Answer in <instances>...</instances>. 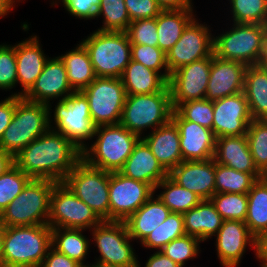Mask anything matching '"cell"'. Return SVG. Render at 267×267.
I'll return each instance as SVG.
<instances>
[{
  "label": "cell",
  "instance_id": "11a10c76",
  "mask_svg": "<svg viewBox=\"0 0 267 267\" xmlns=\"http://www.w3.org/2000/svg\"><path fill=\"white\" fill-rule=\"evenodd\" d=\"M255 256L259 262L267 265V232L257 239V254Z\"/></svg>",
  "mask_w": 267,
  "mask_h": 267
},
{
  "label": "cell",
  "instance_id": "7402d4cb",
  "mask_svg": "<svg viewBox=\"0 0 267 267\" xmlns=\"http://www.w3.org/2000/svg\"><path fill=\"white\" fill-rule=\"evenodd\" d=\"M169 176L180 186L210 200L215 193V160L182 161Z\"/></svg>",
  "mask_w": 267,
  "mask_h": 267
},
{
  "label": "cell",
  "instance_id": "ac0fdd59",
  "mask_svg": "<svg viewBox=\"0 0 267 267\" xmlns=\"http://www.w3.org/2000/svg\"><path fill=\"white\" fill-rule=\"evenodd\" d=\"M215 237L217 257L223 267H238L247 245L257 254V238L245 222L224 220Z\"/></svg>",
  "mask_w": 267,
  "mask_h": 267
},
{
  "label": "cell",
  "instance_id": "ee69618b",
  "mask_svg": "<svg viewBox=\"0 0 267 267\" xmlns=\"http://www.w3.org/2000/svg\"><path fill=\"white\" fill-rule=\"evenodd\" d=\"M31 178L16 165L0 176V213L21 193Z\"/></svg>",
  "mask_w": 267,
  "mask_h": 267
},
{
  "label": "cell",
  "instance_id": "52a82bcc",
  "mask_svg": "<svg viewBox=\"0 0 267 267\" xmlns=\"http://www.w3.org/2000/svg\"><path fill=\"white\" fill-rule=\"evenodd\" d=\"M55 106L52 122L51 103L48 104L50 129L62 134L82 152L88 146L85 141L94 139L97 127L92 121L87 98L82 92H73L58 100Z\"/></svg>",
  "mask_w": 267,
  "mask_h": 267
},
{
  "label": "cell",
  "instance_id": "7a4b0ae2",
  "mask_svg": "<svg viewBox=\"0 0 267 267\" xmlns=\"http://www.w3.org/2000/svg\"><path fill=\"white\" fill-rule=\"evenodd\" d=\"M51 244L48 224L6 227L0 267H40Z\"/></svg>",
  "mask_w": 267,
  "mask_h": 267
},
{
  "label": "cell",
  "instance_id": "836d02e7",
  "mask_svg": "<svg viewBox=\"0 0 267 267\" xmlns=\"http://www.w3.org/2000/svg\"><path fill=\"white\" fill-rule=\"evenodd\" d=\"M248 207L245 224L258 239L267 232V182L258 179L247 193Z\"/></svg>",
  "mask_w": 267,
  "mask_h": 267
},
{
  "label": "cell",
  "instance_id": "3957f363",
  "mask_svg": "<svg viewBox=\"0 0 267 267\" xmlns=\"http://www.w3.org/2000/svg\"><path fill=\"white\" fill-rule=\"evenodd\" d=\"M94 136L96 141L82 151V159L107 172H119L140 139L120 123L97 126Z\"/></svg>",
  "mask_w": 267,
  "mask_h": 267
},
{
  "label": "cell",
  "instance_id": "f1b7e54d",
  "mask_svg": "<svg viewBox=\"0 0 267 267\" xmlns=\"http://www.w3.org/2000/svg\"><path fill=\"white\" fill-rule=\"evenodd\" d=\"M127 95L161 92L168 82L157 72L134 60L125 67L121 76Z\"/></svg>",
  "mask_w": 267,
  "mask_h": 267
},
{
  "label": "cell",
  "instance_id": "277c9868",
  "mask_svg": "<svg viewBox=\"0 0 267 267\" xmlns=\"http://www.w3.org/2000/svg\"><path fill=\"white\" fill-rule=\"evenodd\" d=\"M49 129L47 104L35 103L15 96V112L0 140V150L16 156Z\"/></svg>",
  "mask_w": 267,
  "mask_h": 267
},
{
  "label": "cell",
  "instance_id": "9c48e42d",
  "mask_svg": "<svg viewBox=\"0 0 267 267\" xmlns=\"http://www.w3.org/2000/svg\"><path fill=\"white\" fill-rule=\"evenodd\" d=\"M173 107L168 85L151 94L127 95L122 110L120 124L128 131L142 138L144 130H152L166 124L171 119Z\"/></svg>",
  "mask_w": 267,
  "mask_h": 267
},
{
  "label": "cell",
  "instance_id": "44dd1931",
  "mask_svg": "<svg viewBox=\"0 0 267 267\" xmlns=\"http://www.w3.org/2000/svg\"><path fill=\"white\" fill-rule=\"evenodd\" d=\"M246 67L241 62L221 59L213 54L205 99L216 101L243 92Z\"/></svg>",
  "mask_w": 267,
  "mask_h": 267
},
{
  "label": "cell",
  "instance_id": "5bb4252c",
  "mask_svg": "<svg viewBox=\"0 0 267 267\" xmlns=\"http://www.w3.org/2000/svg\"><path fill=\"white\" fill-rule=\"evenodd\" d=\"M153 194L155 189L144 182L110 172L109 221H126Z\"/></svg>",
  "mask_w": 267,
  "mask_h": 267
},
{
  "label": "cell",
  "instance_id": "d6986e66",
  "mask_svg": "<svg viewBox=\"0 0 267 267\" xmlns=\"http://www.w3.org/2000/svg\"><path fill=\"white\" fill-rule=\"evenodd\" d=\"M73 92L67 80L65 64L57 56L48 59L42 73L23 98L31 102L48 105L51 100H63Z\"/></svg>",
  "mask_w": 267,
  "mask_h": 267
},
{
  "label": "cell",
  "instance_id": "bcb514c9",
  "mask_svg": "<svg viewBox=\"0 0 267 267\" xmlns=\"http://www.w3.org/2000/svg\"><path fill=\"white\" fill-rule=\"evenodd\" d=\"M126 33L131 44L157 46V17L130 22Z\"/></svg>",
  "mask_w": 267,
  "mask_h": 267
},
{
  "label": "cell",
  "instance_id": "d4e9b609",
  "mask_svg": "<svg viewBox=\"0 0 267 267\" xmlns=\"http://www.w3.org/2000/svg\"><path fill=\"white\" fill-rule=\"evenodd\" d=\"M119 172L128 178L147 183L154 189L169 175L142 138L135 144L132 153Z\"/></svg>",
  "mask_w": 267,
  "mask_h": 267
},
{
  "label": "cell",
  "instance_id": "8992f818",
  "mask_svg": "<svg viewBox=\"0 0 267 267\" xmlns=\"http://www.w3.org/2000/svg\"><path fill=\"white\" fill-rule=\"evenodd\" d=\"M56 183L48 179H31L0 213L1 222L6 227L48 224L50 199Z\"/></svg>",
  "mask_w": 267,
  "mask_h": 267
},
{
  "label": "cell",
  "instance_id": "cb8c5ba5",
  "mask_svg": "<svg viewBox=\"0 0 267 267\" xmlns=\"http://www.w3.org/2000/svg\"><path fill=\"white\" fill-rule=\"evenodd\" d=\"M142 139L168 173L183 161L180 148V133L172 119L152 130L150 134L143 135Z\"/></svg>",
  "mask_w": 267,
  "mask_h": 267
},
{
  "label": "cell",
  "instance_id": "e0dca14e",
  "mask_svg": "<svg viewBox=\"0 0 267 267\" xmlns=\"http://www.w3.org/2000/svg\"><path fill=\"white\" fill-rule=\"evenodd\" d=\"M213 133L216 138L246 135L253 120L244 92L213 101Z\"/></svg>",
  "mask_w": 267,
  "mask_h": 267
},
{
  "label": "cell",
  "instance_id": "d6a6232c",
  "mask_svg": "<svg viewBox=\"0 0 267 267\" xmlns=\"http://www.w3.org/2000/svg\"><path fill=\"white\" fill-rule=\"evenodd\" d=\"M52 248L57 252L66 255L75 260L82 267H90V264H84L88 252L90 241L82 234L84 229L74 228H51Z\"/></svg>",
  "mask_w": 267,
  "mask_h": 267
},
{
  "label": "cell",
  "instance_id": "94428289",
  "mask_svg": "<svg viewBox=\"0 0 267 267\" xmlns=\"http://www.w3.org/2000/svg\"><path fill=\"white\" fill-rule=\"evenodd\" d=\"M259 179L267 182V165L265 166V168L260 172V177Z\"/></svg>",
  "mask_w": 267,
  "mask_h": 267
},
{
  "label": "cell",
  "instance_id": "b9f144b4",
  "mask_svg": "<svg viewBox=\"0 0 267 267\" xmlns=\"http://www.w3.org/2000/svg\"><path fill=\"white\" fill-rule=\"evenodd\" d=\"M131 60L157 71L167 82L170 77L166 53L158 46L131 44ZM162 69H165L162 73Z\"/></svg>",
  "mask_w": 267,
  "mask_h": 267
},
{
  "label": "cell",
  "instance_id": "60d3db41",
  "mask_svg": "<svg viewBox=\"0 0 267 267\" xmlns=\"http://www.w3.org/2000/svg\"><path fill=\"white\" fill-rule=\"evenodd\" d=\"M246 137L254 164L261 172L267 165V120H252Z\"/></svg>",
  "mask_w": 267,
  "mask_h": 267
},
{
  "label": "cell",
  "instance_id": "8fae6325",
  "mask_svg": "<svg viewBox=\"0 0 267 267\" xmlns=\"http://www.w3.org/2000/svg\"><path fill=\"white\" fill-rule=\"evenodd\" d=\"M89 231H92V239L100 253V257L93 263L139 267L138 258L130 243L133 239L129 236L125 222L103 220Z\"/></svg>",
  "mask_w": 267,
  "mask_h": 267
},
{
  "label": "cell",
  "instance_id": "f5cc1de1",
  "mask_svg": "<svg viewBox=\"0 0 267 267\" xmlns=\"http://www.w3.org/2000/svg\"><path fill=\"white\" fill-rule=\"evenodd\" d=\"M145 267H180L163 252L155 251L145 263Z\"/></svg>",
  "mask_w": 267,
  "mask_h": 267
},
{
  "label": "cell",
  "instance_id": "91938a15",
  "mask_svg": "<svg viewBox=\"0 0 267 267\" xmlns=\"http://www.w3.org/2000/svg\"><path fill=\"white\" fill-rule=\"evenodd\" d=\"M5 231H6V226L0 220V259H1V254L3 250Z\"/></svg>",
  "mask_w": 267,
  "mask_h": 267
},
{
  "label": "cell",
  "instance_id": "30bf717a",
  "mask_svg": "<svg viewBox=\"0 0 267 267\" xmlns=\"http://www.w3.org/2000/svg\"><path fill=\"white\" fill-rule=\"evenodd\" d=\"M63 183L102 220L109 221L110 172L92 167L81 159Z\"/></svg>",
  "mask_w": 267,
  "mask_h": 267
},
{
  "label": "cell",
  "instance_id": "603a6c76",
  "mask_svg": "<svg viewBox=\"0 0 267 267\" xmlns=\"http://www.w3.org/2000/svg\"><path fill=\"white\" fill-rule=\"evenodd\" d=\"M32 36L15 45L17 83L20 82L22 91L14 92L12 96L23 97L32 88L49 59L40 46L39 37L35 34Z\"/></svg>",
  "mask_w": 267,
  "mask_h": 267
},
{
  "label": "cell",
  "instance_id": "9f6ffc18",
  "mask_svg": "<svg viewBox=\"0 0 267 267\" xmlns=\"http://www.w3.org/2000/svg\"><path fill=\"white\" fill-rule=\"evenodd\" d=\"M15 165L14 156L0 150V176Z\"/></svg>",
  "mask_w": 267,
  "mask_h": 267
},
{
  "label": "cell",
  "instance_id": "7bdbcfd3",
  "mask_svg": "<svg viewBox=\"0 0 267 267\" xmlns=\"http://www.w3.org/2000/svg\"><path fill=\"white\" fill-rule=\"evenodd\" d=\"M184 120L197 123L213 130V101L204 99L192 100L179 104L174 109Z\"/></svg>",
  "mask_w": 267,
  "mask_h": 267
},
{
  "label": "cell",
  "instance_id": "e575fe53",
  "mask_svg": "<svg viewBox=\"0 0 267 267\" xmlns=\"http://www.w3.org/2000/svg\"><path fill=\"white\" fill-rule=\"evenodd\" d=\"M159 188L164 191L157 196L171 212L183 214L202 201L197 194L180 186L169 175L156 185L155 192Z\"/></svg>",
  "mask_w": 267,
  "mask_h": 267
},
{
  "label": "cell",
  "instance_id": "2e32d148",
  "mask_svg": "<svg viewBox=\"0 0 267 267\" xmlns=\"http://www.w3.org/2000/svg\"><path fill=\"white\" fill-rule=\"evenodd\" d=\"M211 65L212 57H206L184 65L170 74L168 87L173 109L183 102L206 97Z\"/></svg>",
  "mask_w": 267,
  "mask_h": 267
},
{
  "label": "cell",
  "instance_id": "4fadbf2b",
  "mask_svg": "<svg viewBox=\"0 0 267 267\" xmlns=\"http://www.w3.org/2000/svg\"><path fill=\"white\" fill-rule=\"evenodd\" d=\"M81 92L88 100L90 115L96 126L120 123L127 96L121 78L96 77Z\"/></svg>",
  "mask_w": 267,
  "mask_h": 267
},
{
  "label": "cell",
  "instance_id": "484cf974",
  "mask_svg": "<svg viewBox=\"0 0 267 267\" xmlns=\"http://www.w3.org/2000/svg\"><path fill=\"white\" fill-rule=\"evenodd\" d=\"M213 159L216 163L240 172L260 174L250 153L246 135L216 138Z\"/></svg>",
  "mask_w": 267,
  "mask_h": 267
},
{
  "label": "cell",
  "instance_id": "d590c367",
  "mask_svg": "<svg viewBox=\"0 0 267 267\" xmlns=\"http://www.w3.org/2000/svg\"><path fill=\"white\" fill-rule=\"evenodd\" d=\"M259 177L215 162V193L247 194Z\"/></svg>",
  "mask_w": 267,
  "mask_h": 267
},
{
  "label": "cell",
  "instance_id": "83f0119b",
  "mask_svg": "<svg viewBox=\"0 0 267 267\" xmlns=\"http://www.w3.org/2000/svg\"><path fill=\"white\" fill-rule=\"evenodd\" d=\"M182 215L186 234L202 242L215 236L224 221L211 200H202Z\"/></svg>",
  "mask_w": 267,
  "mask_h": 267
},
{
  "label": "cell",
  "instance_id": "6da1fadb",
  "mask_svg": "<svg viewBox=\"0 0 267 267\" xmlns=\"http://www.w3.org/2000/svg\"><path fill=\"white\" fill-rule=\"evenodd\" d=\"M82 159V152L62 134L49 129L14 156L15 165L31 179L63 182Z\"/></svg>",
  "mask_w": 267,
  "mask_h": 267
},
{
  "label": "cell",
  "instance_id": "8d00e7d4",
  "mask_svg": "<svg viewBox=\"0 0 267 267\" xmlns=\"http://www.w3.org/2000/svg\"><path fill=\"white\" fill-rule=\"evenodd\" d=\"M185 234L183 215L171 212L167 219L149 233L140 244L161 251L169 242Z\"/></svg>",
  "mask_w": 267,
  "mask_h": 267
},
{
  "label": "cell",
  "instance_id": "4dcf8cb0",
  "mask_svg": "<svg viewBox=\"0 0 267 267\" xmlns=\"http://www.w3.org/2000/svg\"><path fill=\"white\" fill-rule=\"evenodd\" d=\"M76 48L59 56L67 71V80L74 92H81L96 78L89 53L80 42Z\"/></svg>",
  "mask_w": 267,
  "mask_h": 267
},
{
  "label": "cell",
  "instance_id": "7dc6e473",
  "mask_svg": "<svg viewBox=\"0 0 267 267\" xmlns=\"http://www.w3.org/2000/svg\"><path fill=\"white\" fill-rule=\"evenodd\" d=\"M17 84L15 45H0V90H10Z\"/></svg>",
  "mask_w": 267,
  "mask_h": 267
},
{
  "label": "cell",
  "instance_id": "5b68a950",
  "mask_svg": "<svg viewBox=\"0 0 267 267\" xmlns=\"http://www.w3.org/2000/svg\"><path fill=\"white\" fill-rule=\"evenodd\" d=\"M81 43L89 53L96 77L121 78L131 60L126 32L96 30Z\"/></svg>",
  "mask_w": 267,
  "mask_h": 267
},
{
  "label": "cell",
  "instance_id": "f6af8a7d",
  "mask_svg": "<svg viewBox=\"0 0 267 267\" xmlns=\"http://www.w3.org/2000/svg\"><path fill=\"white\" fill-rule=\"evenodd\" d=\"M201 242L199 238L185 234L169 242L161 252L180 267H184L188 259L196 258Z\"/></svg>",
  "mask_w": 267,
  "mask_h": 267
},
{
  "label": "cell",
  "instance_id": "ab89813d",
  "mask_svg": "<svg viewBox=\"0 0 267 267\" xmlns=\"http://www.w3.org/2000/svg\"><path fill=\"white\" fill-rule=\"evenodd\" d=\"M234 23L267 25V0H229Z\"/></svg>",
  "mask_w": 267,
  "mask_h": 267
},
{
  "label": "cell",
  "instance_id": "9a60e30c",
  "mask_svg": "<svg viewBox=\"0 0 267 267\" xmlns=\"http://www.w3.org/2000/svg\"><path fill=\"white\" fill-rule=\"evenodd\" d=\"M207 26L194 18L184 29L180 39L166 52L170 74L184 65L213 56L214 36Z\"/></svg>",
  "mask_w": 267,
  "mask_h": 267
},
{
  "label": "cell",
  "instance_id": "7c38bea8",
  "mask_svg": "<svg viewBox=\"0 0 267 267\" xmlns=\"http://www.w3.org/2000/svg\"><path fill=\"white\" fill-rule=\"evenodd\" d=\"M103 220L63 182L51 194L48 225L51 228L92 229Z\"/></svg>",
  "mask_w": 267,
  "mask_h": 267
},
{
  "label": "cell",
  "instance_id": "f546056e",
  "mask_svg": "<svg viewBox=\"0 0 267 267\" xmlns=\"http://www.w3.org/2000/svg\"><path fill=\"white\" fill-rule=\"evenodd\" d=\"M243 92L253 120H267V71L258 64L247 66Z\"/></svg>",
  "mask_w": 267,
  "mask_h": 267
},
{
  "label": "cell",
  "instance_id": "f907efd6",
  "mask_svg": "<svg viewBox=\"0 0 267 267\" xmlns=\"http://www.w3.org/2000/svg\"><path fill=\"white\" fill-rule=\"evenodd\" d=\"M40 267H82L79 263L64 254L57 252L52 247L42 261Z\"/></svg>",
  "mask_w": 267,
  "mask_h": 267
},
{
  "label": "cell",
  "instance_id": "db71d44e",
  "mask_svg": "<svg viewBox=\"0 0 267 267\" xmlns=\"http://www.w3.org/2000/svg\"><path fill=\"white\" fill-rule=\"evenodd\" d=\"M162 10L193 9L192 0H155Z\"/></svg>",
  "mask_w": 267,
  "mask_h": 267
},
{
  "label": "cell",
  "instance_id": "1f68e13d",
  "mask_svg": "<svg viewBox=\"0 0 267 267\" xmlns=\"http://www.w3.org/2000/svg\"><path fill=\"white\" fill-rule=\"evenodd\" d=\"M194 18L193 9L162 10L157 16V46L165 53L170 50Z\"/></svg>",
  "mask_w": 267,
  "mask_h": 267
},
{
  "label": "cell",
  "instance_id": "681fc988",
  "mask_svg": "<svg viewBox=\"0 0 267 267\" xmlns=\"http://www.w3.org/2000/svg\"><path fill=\"white\" fill-rule=\"evenodd\" d=\"M63 3L70 15L79 19H95L100 0H58Z\"/></svg>",
  "mask_w": 267,
  "mask_h": 267
},
{
  "label": "cell",
  "instance_id": "ffe728a7",
  "mask_svg": "<svg viewBox=\"0 0 267 267\" xmlns=\"http://www.w3.org/2000/svg\"><path fill=\"white\" fill-rule=\"evenodd\" d=\"M171 119L180 133L183 161H204L214 158L216 137L213 130L184 120L174 109Z\"/></svg>",
  "mask_w": 267,
  "mask_h": 267
},
{
  "label": "cell",
  "instance_id": "680465c9",
  "mask_svg": "<svg viewBox=\"0 0 267 267\" xmlns=\"http://www.w3.org/2000/svg\"><path fill=\"white\" fill-rule=\"evenodd\" d=\"M258 65L262 69L267 71V39L265 41L264 49H263V52L261 54V58H260V61H259Z\"/></svg>",
  "mask_w": 267,
  "mask_h": 267
},
{
  "label": "cell",
  "instance_id": "c3c4849f",
  "mask_svg": "<svg viewBox=\"0 0 267 267\" xmlns=\"http://www.w3.org/2000/svg\"><path fill=\"white\" fill-rule=\"evenodd\" d=\"M130 21L156 18L162 9L155 0H124Z\"/></svg>",
  "mask_w": 267,
  "mask_h": 267
},
{
  "label": "cell",
  "instance_id": "be15d7a7",
  "mask_svg": "<svg viewBox=\"0 0 267 267\" xmlns=\"http://www.w3.org/2000/svg\"><path fill=\"white\" fill-rule=\"evenodd\" d=\"M261 267H267V265H264V264H260Z\"/></svg>",
  "mask_w": 267,
  "mask_h": 267
},
{
  "label": "cell",
  "instance_id": "f35d334b",
  "mask_svg": "<svg viewBox=\"0 0 267 267\" xmlns=\"http://www.w3.org/2000/svg\"><path fill=\"white\" fill-rule=\"evenodd\" d=\"M210 200L224 220L245 222L248 207L247 194L214 193Z\"/></svg>",
  "mask_w": 267,
  "mask_h": 267
},
{
  "label": "cell",
  "instance_id": "816d5d0a",
  "mask_svg": "<svg viewBox=\"0 0 267 267\" xmlns=\"http://www.w3.org/2000/svg\"><path fill=\"white\" fill-rule=\"evenodd\" d=\"M15 112V96H8L0 102V140L11 123Z\"/></svg>",
  "mask_w": 267,
  "mask_h": 267
},
{
  "label": "cell",
  "instance_id": "4316f807",
  "mask_svg": "<svg viewBox=\"0 0 267 267\" xmlns=\"http://www.w3.org/2000/svg\"><path fill=\"white\" fill-rule=\"evenodd\" d=\"M170 209L154 194L125 222L129 236L141 243L145 237L164 222Z\"/></svg>",
  "mask_w": 267,
  "mask_h": 267
},
{
  "label": "cell",
  "instance_id": "6f0895ef",
  "mask_svg": "<svg viewBox=\"0 0 267 267\" xmlns=\"http://www.w3.org/2000/svg\"><path fill=\"white\" fill-rule=\"evenodd\" d=\"M21 1V0H16ZM15 0H0V18L5 17V15H7L10 11H12L11 9H13L15 6Z\"/></svg>",
  "mask_w": 267,
  "mask_h": 267
},
{
  "label": "cell",
  "instance_id": "74e56055",
  "mask_svg": "<svg viewBox=\"0 0 267 267\" xmlns=\"http://www.w3.org/2000/svg\"><path fill=\"white\" fill-rule=\"evenodd\" d=\"M103 15V25L99 31L126 32L130 17L124 0H100L96 17Z\"/></svg>",
  "mask_w": 267,
  "mask_h": 267
},
{
  "label": "cell",
  "instance_id": "ba28073f",
  "mask_svg": "<svg viewBox=\"0 0 267 267\" xmlns=\"http://www.w3.org/2000/svg\"><path fill=\"white\" fill-rule=\"evenodd\" d=\"M233 27L213 37V51L218 58L257 65L267 39V25L232 23Z\"/></svg>",
  "mask_w": 267,
  "mask_h": 267
},
{
  "label": "cell",
  "instance_id": "6125c7cd",
  "mask_svg": "<svg viewBox=\"0 0 267 267\" xmlns=\"http://www.w3.org/2000/svg\"><path fill=\"white\" fill-rule=\"evenodd\" d=\"M140 263H139V267H140ZM90 267H119V266H112V265H106V264H100V263H94V264H91Z\"/></svg>",
  "mask_w": 267,
  "mask_h": 267
}]
</instances>
